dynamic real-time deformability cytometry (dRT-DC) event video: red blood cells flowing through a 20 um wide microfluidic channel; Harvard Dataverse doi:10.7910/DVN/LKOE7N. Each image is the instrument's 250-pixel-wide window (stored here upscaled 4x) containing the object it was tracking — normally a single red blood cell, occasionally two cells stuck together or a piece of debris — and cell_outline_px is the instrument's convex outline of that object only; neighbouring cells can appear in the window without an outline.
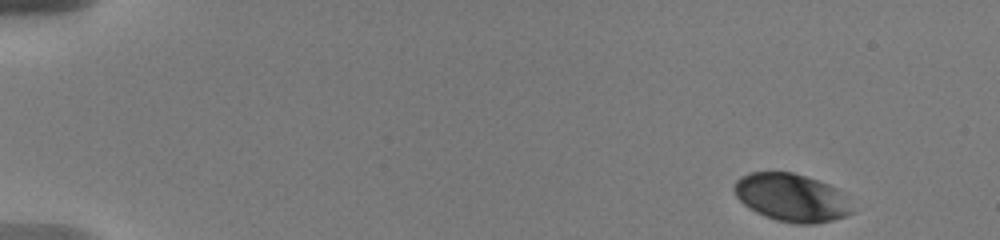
{"species": "human", "species_latin": "Homo sapiens", "temperature_condition": "warm", "stored_images_in_passage": 7, "camera_frame_rate_fps": 3000, "um_per_image_px": 0.085, "donor": {"sex": "male"}, "frame": {"image": 1, "passage_image": 1, "time_ms": 0.0, "image_size_px": [1000, 240], "cell_outline_px": [[856, 212], [832, 220], [812, 224], [796, 224], [776, 220], [764, 216], [756, 212], [744, 204], [736, 196], [732, 188], [736, 180], [740, 176], [748, 172], [792, 172], [828, 184], [836, 188]], "centroid_in_image_um": [67.24, 16.8], "position_along_channel_um": 17.8, "area_um2": 32.77}}
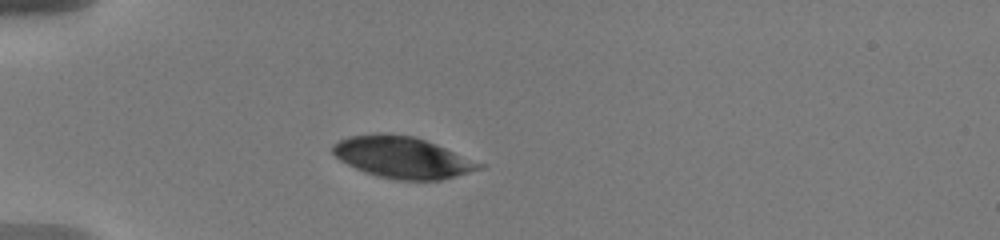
{"frame": {"image": 2, "passage_image": 5, "time_ms": 4.0, "image_size_px": [1000, 240], "cell_outline_px": [[488, 164], [484, 168], [440, 180], [396, 180], [376, 176], [364, 172], [340, 160], [332, 152], [332, 144], [348, 136], [380, 132], [412, 136], [436, 144]], "centroid_in_image_um": [34.24, 13.38], "position_along_channel_um": 50.8, "area_um2": 35.66}}
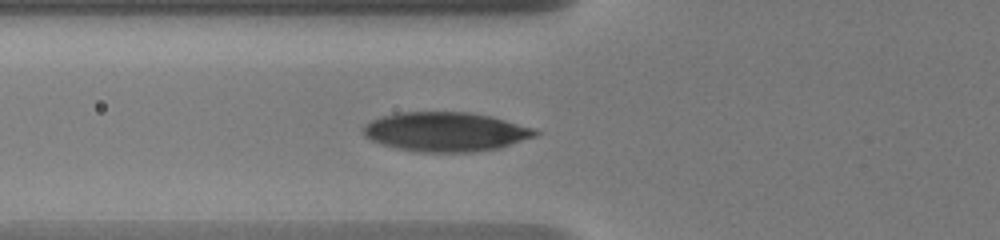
{"frame": {"image": 3, "passage_image": 7, "time_ms": 5.667, "image_size_px": [1000, 240], "cell_outline_px": [[540, 132], [536, 136], [500, 148], [472, 152], [416, 152], [396, 148], [372, 140], [364, 136], [364, 124], [380, 116], [400, 112], [468, 112], [492, 116], [536, 128]], "centroid_in_image_um": [37.92, 11.2], "position_along_channel_um": 87.9, "area_um2": 39.59}}